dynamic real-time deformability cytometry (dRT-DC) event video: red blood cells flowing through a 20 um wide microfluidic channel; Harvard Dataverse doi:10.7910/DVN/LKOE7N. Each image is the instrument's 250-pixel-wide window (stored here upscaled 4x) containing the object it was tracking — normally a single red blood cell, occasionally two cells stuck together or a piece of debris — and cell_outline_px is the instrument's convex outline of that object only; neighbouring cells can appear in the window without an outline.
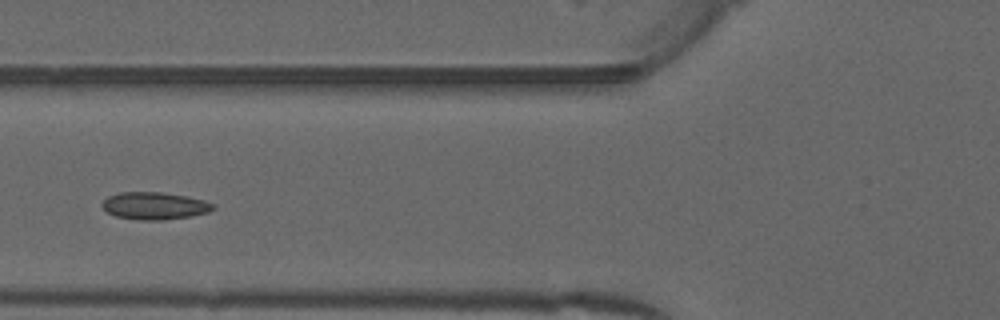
{"species": "common noctule bat (a hibernating species)", "species_latin": "Nyctalus noctula", "temperature_condition": "warm", "stored_images_in_passage": 45, "camera_frame_rate_fps": 3000, "um_per_image_px": 0.085, "animal": {"sex": "male", "forearm_length_mm": 52.5}, "frame": {"image": 1, "passage_image": 14, "time_ms": 4.333, "image_size_px": [1000, 320], "cell_outline_px": [[216, 208], [208, 212], [192, 216], [160, 220], [140, 220], [116, 216], [108, 212], [100, 204], [108, 196], [120, 192], [160, 192], [188, 196], [204, 200], [212, 204]], "centroid_in_image_um": [13.14, 17.49], "position_along_channel_um": 112.7, "area_um2": 17.63}}
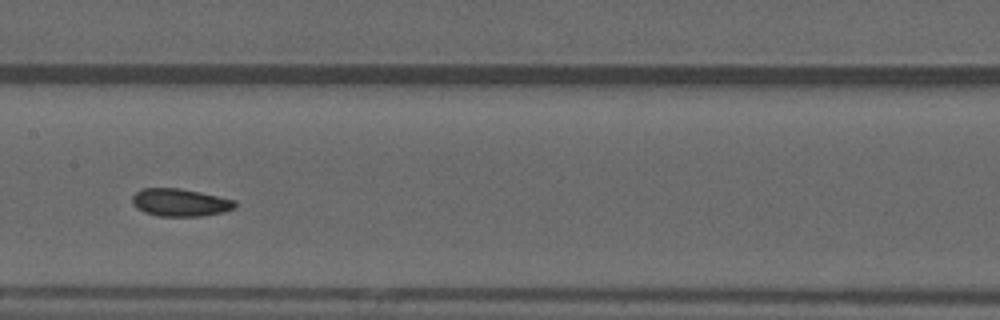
{"frame": {"image": 2, "passage_image": 20, "time_ms": 6.333, "image_size_px": [1000, 320], "cell_outline_px": [[236, 208], [224, 212], [200, 216], [160, 216], [144, 212], [136, 208], [132, 204], [132, 196], [140, 188], [180, 188], [200, 192], [236, 200]], "centroid_in_image_um": [15.31, 17.21], "position_along_channel_um": 192.1, "area_um2": 16.7}, "authors_computed_cell_mechanics": {"area_um2": 16.6464, "velocity_mm_per_s": 3.9782, "shape_relaxation_time_tau1_ms": null, "shape_relaxation_time_tau2_ms": 3.8008, "deformation_change_tau1": null, "deformation_change_tau2": 0.097}}